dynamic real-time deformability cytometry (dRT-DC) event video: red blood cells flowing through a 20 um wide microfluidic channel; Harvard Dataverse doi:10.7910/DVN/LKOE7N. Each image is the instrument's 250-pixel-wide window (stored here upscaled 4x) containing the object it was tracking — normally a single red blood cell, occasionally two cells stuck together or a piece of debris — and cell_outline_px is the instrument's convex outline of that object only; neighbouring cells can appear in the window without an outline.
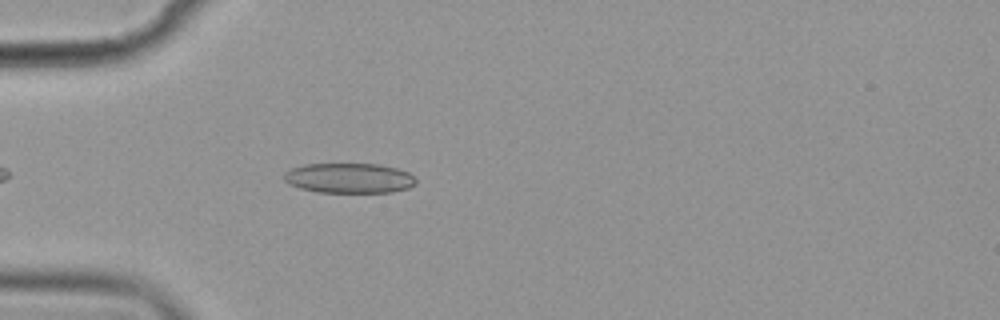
{"species": "common noctule bat (a hibernating species)", "species_latin": "Nyctalus noctula", "temperature_condition": "cold", "stored_images_in_passage": 43, "camera_frame_rate_fps": 3000, "um_per_image_px": 0.085, "animal": {"sex": "female", "body_mass_g": 19.9}, "frame": {"image": 1, "passage_image": 6, "time_ms": 1.667, "image_size_px": [1000, 320], "cell_outline_px": [[416, 184], [408, 188], [392, 192], [316, 192], [300, 188], [288, 184], [284, 180], [284, 172], [292, 168], [304, 164], [380, 164], [396, 168], [408, 172], [416, 180]], "centroid_in_image_um": [29.66, 15.14], "position_along_channel_um": 55.3, "area_um2": 23.12}}
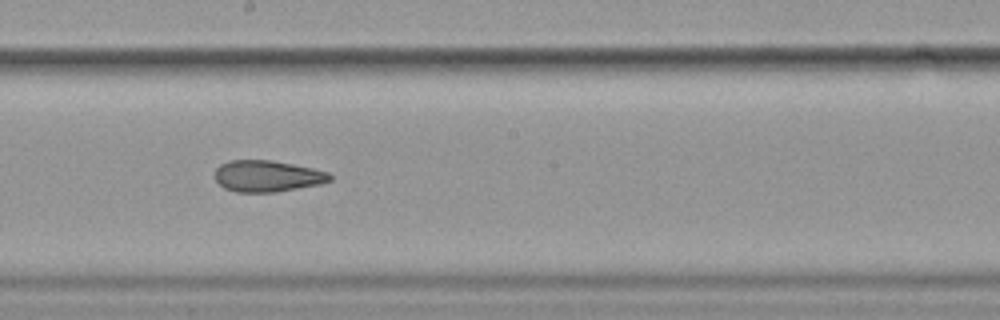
{"frame": {"image": 2, "passage_image": 21, "time_ms": 6.667, "image_size_px": [1000, 320], "cell_outline_px": [[332, 180], [320, 184], [276, 192], [236, 192], [224, 188], [216, 180], [216, 168], [220, 164], [232, 160], [272, 160], [312, 168], [328, 172], [332, 176]], "centroid_in_image_um": [22.73, 14.97], "position_along_channel_um": 225.5, "area_um2": 20.98}}
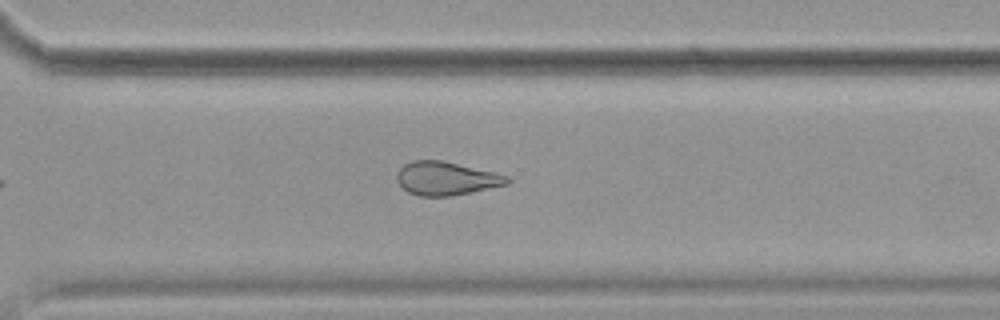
{"frame": {"image": 3, "passage_image": 30, "time_ms": 9.667, "image_size_px": [1000, 320], "cell_outline_px": [[512, 180], [508, 184], [452, 196], [420, 196], [408, 192], [396, 180], [396, 172], [404, 164], [412, 160], [440, 160], [496, 172], [508, 176]], "centroid_in_image_um": [37.92, 15.16], "position_along_channel_um": 332.7, "area_um2": 21.56}, "authors_computed_cell_mechanics": {"area_um2": 22.3108, "velocity_mm_per_s": 3.5844, "shape_relaxation_time_tau1_ms": null, "shape_relaxation_time_tau2_ms": 4.5365, "deformation_change_tau1": null, "deformation_change_tau2": 0.1309}}